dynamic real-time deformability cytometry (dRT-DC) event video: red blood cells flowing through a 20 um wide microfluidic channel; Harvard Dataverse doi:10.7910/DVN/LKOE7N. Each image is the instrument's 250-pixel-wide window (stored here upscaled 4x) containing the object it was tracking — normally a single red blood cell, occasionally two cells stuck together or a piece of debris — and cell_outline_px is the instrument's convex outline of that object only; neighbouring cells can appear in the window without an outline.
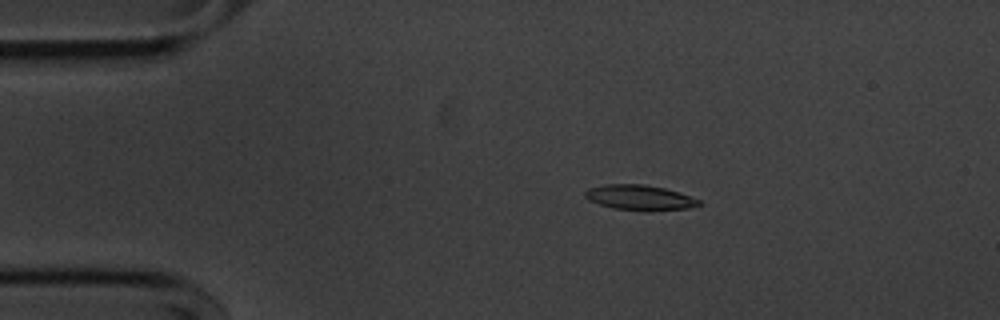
{"species": "common noctule bat (a hibernating species)", "species_latin": "Nyctalus noctula", "temperature_condition": "cold", "stored_images_in_passage": 54, "camera_frame_rate_fps": 3000, "um_per_image_px": 0.085, "animal": {"sex": "male", "body_mass_g": 20.1, "forearm_length_mm": 53.5}, "frame": {"image": 1, "passage_image": 9, "time_ms": 2.667, "image_size_px": [1000, 320], "cell_outline_px": [[704, 204], [688, 208], [612, 208], [588, 200], [584, 196], [584, 192], [588, 188], [604, 184], [644, 184], [664, 188], [700, 200]], "centroid_in_image_um": [54.29, 16.74], "position_along_channel_um": 30.7, "area_um2": 15.78}}
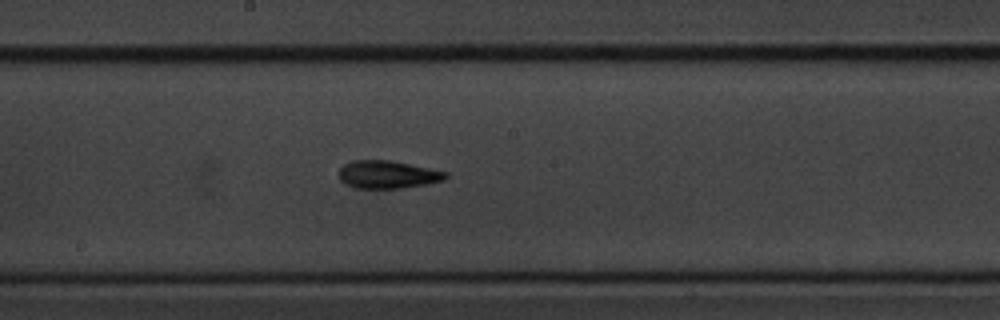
{"frame": {"image": 2, "passage_image": 28, "time_ms": 9.0, "image_size_px": [1000, 320], "cell_outline_px": [[448, 176], [444, 180], [428, 184], [400, 188], [356, 188], [344, 184], [340, 180], [340, 168], [344, 164], [352, 160], [388, 160], [448, 172]], "centroid_in_image_um": [32.94, 14.84], "position_along_channel_um": 215.3, "area_um2": 17.22}}
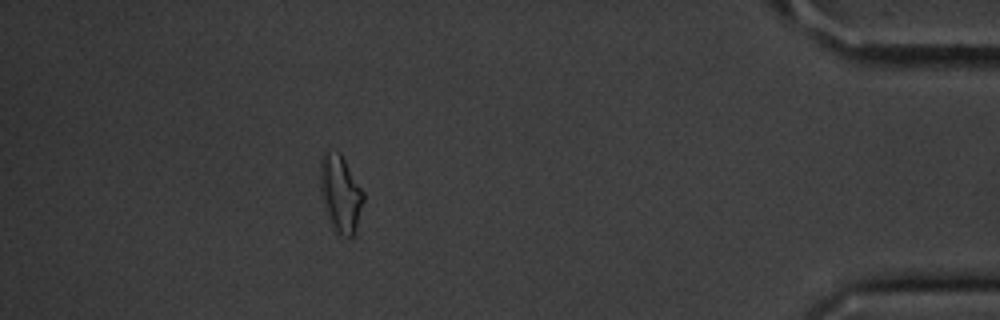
{"frame": {"image": 3, "passage_image": 48, "time_ms": 15.667, "image_size_px": [1000, 320], "cell_outline_px": [[364, 200], [356, 228], [352, 236], [348, 236], [336, 232], [332, 228], [320, 192], [320, 156], [328, 152], [340, 152], [364, 192]], "centroid_in_image_um": [28.93, 16.43], "position_along_channel_um": 406.3, "area_um2": 19.13}, "authors_computed_cell_mechanics": {"area_um2": 16.9065, "velocity_mm_per_s": 3.6234, "shape_relaxation_time_tau1_ms": 4.6471, "shape_relaxation_time_tau2_ms": 3.7876, "deformation_change_tau1": 0.1428, "deformation_change_tau2": 0.1254}}